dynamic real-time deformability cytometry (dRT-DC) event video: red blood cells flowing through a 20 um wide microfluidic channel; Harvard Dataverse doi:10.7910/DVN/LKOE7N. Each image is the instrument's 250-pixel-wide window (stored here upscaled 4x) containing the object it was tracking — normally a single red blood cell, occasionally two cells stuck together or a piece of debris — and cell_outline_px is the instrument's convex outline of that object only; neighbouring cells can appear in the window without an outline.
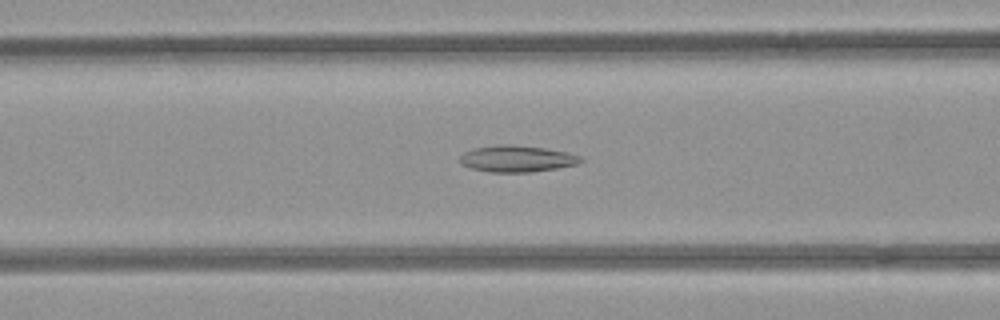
{"species": "common noctule bat (a hibernating species)", "species_latin": "Nyctalus noctula", "temperature_condition": "room temperature", "stored_images_in_passage": 54, "camera_frame_rate_fps": 3000, "um_per_image_px": 0.085, "animal": {"sex": "female", "body_mass_g": 21.9}, "frame": {"image": 1, "passage_image": 22, "time_ms": 7.0, "image_size_px": [1000, 320], "cell_outline_px": [[584, 160], [580, 164], [532, 172], [488, 172], [472, 168], [460, 164], [460, 156], [464, 152], [472, 148], [504, 144], [508, 144], [544, 148], [568, 152], [580, 156]], "centroid_in_image_um": [43.95, 13.49], "position_along_channel_um": 122.7, "area_um2": 18.73}}
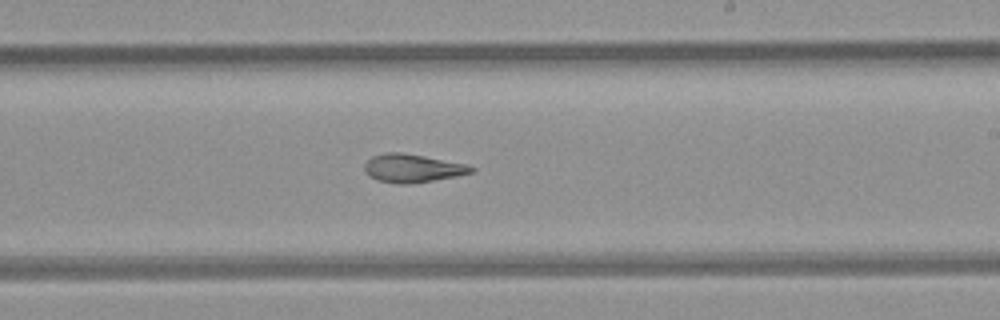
{"frame": {"image": 2, "passage_image": 32, "time_ms": 10.333, "image_size_px": [1000, 320], "cell_outline_px": [[476, 172], [456, 176], [432, 180], [404, 184], [396, 184], [376, 180], [368, 176], [364, 172], [364, 164], [372, 156], [384, 152], [400, 152], [424, 156], [468, 164], [476, 168]], "centroid_in_image_um": [35.05, 14.29], "position_along_channel_um": 254.0, "area_um2": 17.74}}
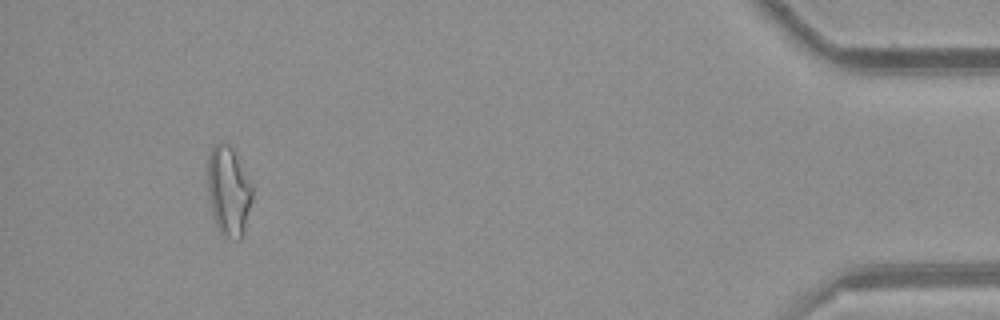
{"frame": {"image": 3, "passage_image": 50, "time_ms": 16.333, "image_size_px": [1000, 320], "cell_outline_px": [[252, 200], [244, 232], [240, 240], [236, 240], [220, 232], [216, 224], [212, 212], [208, 188], [208, 160], [212, 148], [216, 144], [224, 140], [232, 148], [252, 184]], "centroid_in_image_um": [19.44, 16.23], "position_along_channel_um": 415.8, "area_um2": 23.0}, "authors_computed_cell_mechanics": {"area_um2": 19.8254, "velocity_mm_per_s": 3.9358, "shape_relaxation_time_tau1_ms": null, "shape_relaxation_time_tau2_ms": 3.3914, "deformation_change_tau1": null, "deformation_change_tau2": 0.1256}}